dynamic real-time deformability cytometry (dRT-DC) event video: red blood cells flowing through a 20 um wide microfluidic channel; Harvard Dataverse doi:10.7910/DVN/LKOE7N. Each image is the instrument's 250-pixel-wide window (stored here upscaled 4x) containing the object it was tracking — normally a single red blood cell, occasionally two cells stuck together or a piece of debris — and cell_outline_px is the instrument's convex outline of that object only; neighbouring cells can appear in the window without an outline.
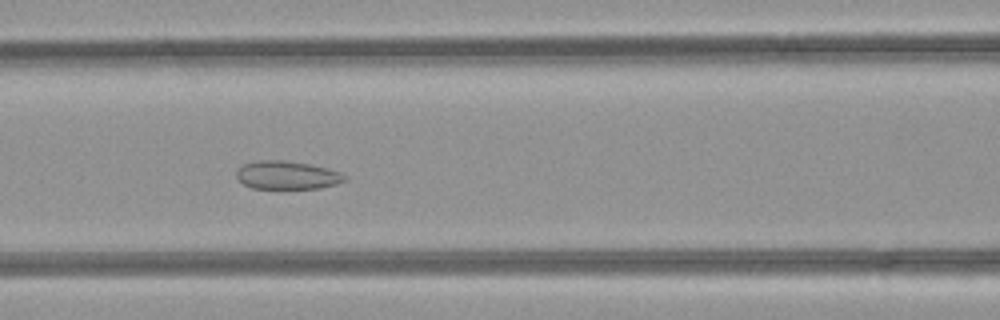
{"species": "common noctule bat (a hibernating species)", "species_latin": "Nyctalus noctula", "temperature_condition": "room temperature", "stored_images_in_passage": 37, "camera_frame_rate_fps": 3000, "um_per_image_px": 0.085, "animal": {"sex": "female", "body_mass_g": 21.9}, "frame": {"image": 1, "passage_image": 13, "time_ms": 4.0, "image_size_px": [1000, 320], "cell_outline_px": [[348, 176], [344, 180], [336, 184], [320, 188], [252, 188], [244, 184], [236, 176], [236, 172], [244, 164], [256, 160], [284, 160], [308, 164], [328, 168], [340, 172]], "centroid_in_image_um": [24.41, 14.88], "position_along_channel_um": 142.2, "area_um2": 17.69}}
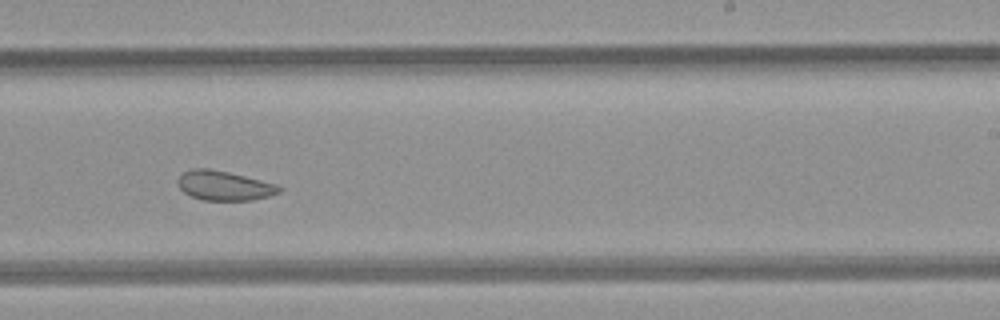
{"frame": {"image": 2, "passage_image": 22, "time_ms": 7.0, "image_size_px": [1000, 320], "cell_outline_px": [[284, 188], [280, 192], [268, 196], [252, 200], [204, 200], [192, 196], [184, 192], [176, 184], [176, 180], [184, 172], [192, 168], [208, 168], [228, 172], [276, 184]], "centroid_in_image_um": [19.04, 15.78], "position_along_channel_um": 270.0, "area_um2": 17.34}}
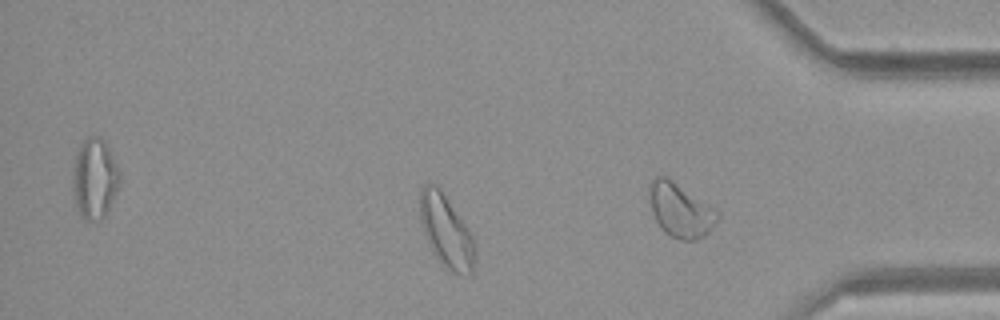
{"frame": {"image": 3, "passage_image": 30, "time_ms": 9.667, "image_size_px": [1000, 320], "cell_outline_px": [[476, 260], [472, 276], [460, 276], [452, 272], [436, 256], [428, 240], [420, 220], [420, 188], [428, 180], [436, 184], [440, 188], [472, 236]], "centroid_in_image_um": [37.94, 19.65], "position_along_channel_um": 397.3, "area_um2": 22.95}, "authors_computed_cell_mechanics": {"area_um2": 20.5768, "velocity_mm_per_s": 4.2749, "shape_relaxation_time_tau1_ms": null, "shape_relaxation_time_tau2_ms": 1.4535, "deformation_change_tau1": null, "deformation_change_tau2": 0.0565}}